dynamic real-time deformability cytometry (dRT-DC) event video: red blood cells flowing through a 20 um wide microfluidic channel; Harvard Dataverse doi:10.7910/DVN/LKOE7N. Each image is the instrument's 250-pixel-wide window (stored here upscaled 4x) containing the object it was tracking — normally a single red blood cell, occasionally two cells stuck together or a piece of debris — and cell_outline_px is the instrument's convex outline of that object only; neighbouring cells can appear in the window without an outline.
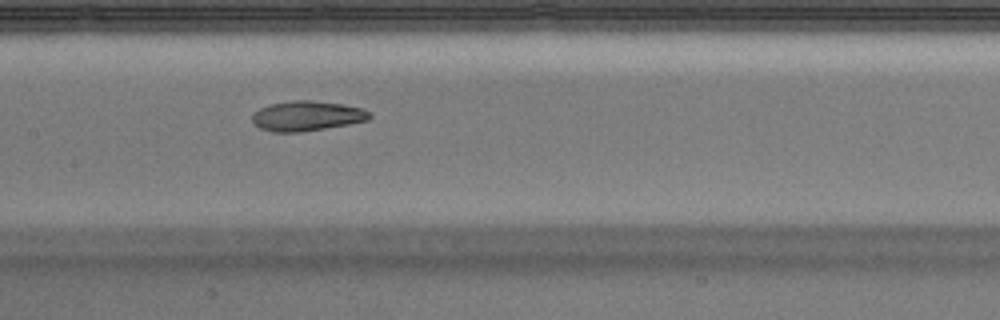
{"species": "Egyptian fruit bat (a non-hibernating species)", "species_latin": "Rousettus aegyptiacus", "temperature_condition": "warm", "stored_images_in_passage": 32, "camera_frame_rate_fps": 3000, "um_per_image_px": 0.085, "animal": {"sex": "male"}, "frame": {"image": 1, "passage_image": 10, "time_ms": 3.0, "image_size_px": [1000, 320], "cell_outline_px": [[372, 116], [368, 120], [348, 124], [300, 132], [272, 132], [260, 128], [252, 120], [252, 112], [260, 108], [272, 104], [296, 100], [312, 100], [340, 104], [364, 108]], "centroid_in_image_um": [26.08, 9.85], "position_along_channel_um": 181.3, "area_um2": 20.29}}
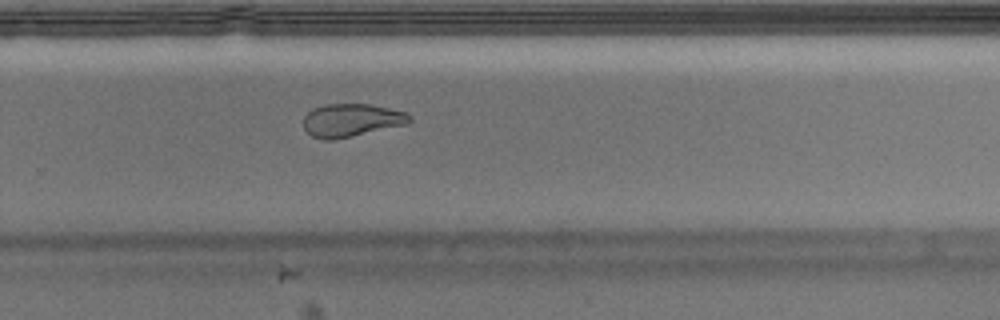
{"frame": {"image": 2, "passage_image": 19, "time_ms": 6.0, "image_size_px": [1000, 320], "cell_outline_px": [[412, 120], [408, 124], [352, 136], [332, 140], [324, 140], [312, 136], [304, 128], [304, 116], [312, 108], [324, 104], [372, 104], [408, 112], [412, 116]], "centroid_in_image_um": [29.9, 10.21], "position_along_channel_um": 299.9, "area_um2": 20.63}, "authors_computed_cell_mechanics": {"area_um2": 20.519, "velocity_mm_per_s": 3.9785, "shape_relaxation_time_tau1_ms": null, "shape_relaxation_time_tau2_ms": 1.761, "deformation_change_tau1": null, "deformation_change_tau2": 0.0843}}